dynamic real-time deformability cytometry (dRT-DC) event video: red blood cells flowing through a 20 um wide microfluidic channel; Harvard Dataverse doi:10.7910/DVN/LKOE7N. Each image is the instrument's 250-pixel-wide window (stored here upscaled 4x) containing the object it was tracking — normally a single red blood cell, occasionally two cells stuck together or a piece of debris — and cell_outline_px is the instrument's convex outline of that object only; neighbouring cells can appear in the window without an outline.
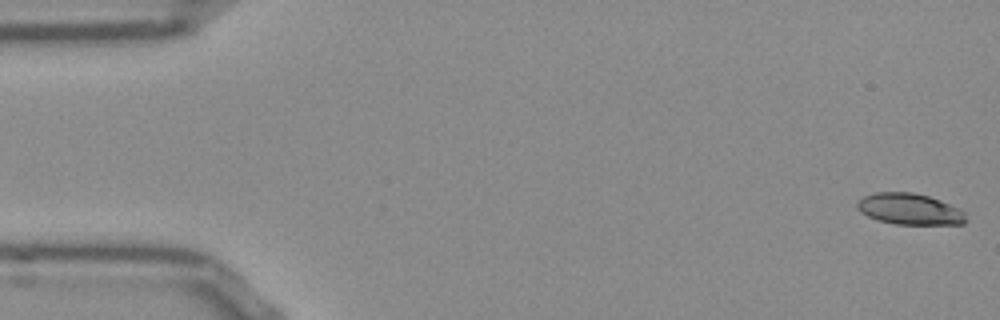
{"species": "Egyptian fruit bat (a non-hibernating species)", "species_latin": "Rousettus aegyptiacus", "temperature_condition": "room temperature", "stored_images_in_passage": 53, "segment_of_instrument_passage": [1, 2], "camera_frame_rate_fps": 3000, "um_per_image_px": 0.085, "frame": {"image": 1, "passage_image": 1, "time_ms": 0.0, "image_size_px": [1000, 320], "cell_outline_px": [[968, 220], [964, 224], [896, 224], [880, 220], [868, 216], [860, 212], [856, 208], [856, 204], [864, 196], [876, 192], [912, 192], [928, 196], [940, 200], [964, 212]], "centroid_in_image_um": [77.31, 17.77], "position_along_channel_um": 7.7, "area_um2": 19.59}}
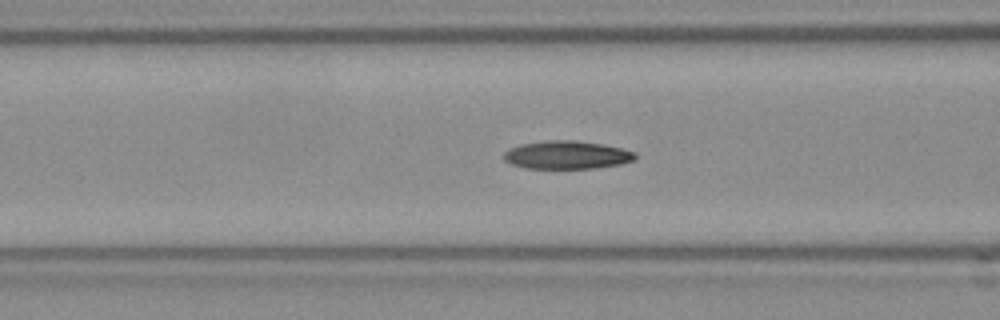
{"frame": {"image": 2, "passage_image": 20, "time_ms": 6.333, "image_size_px": [1000, 320], "cell_outline_px": [[636, 156], [632, 160], [620, 164], [592, 168], [528, 168], [512, 164], [504, 160], [504, 152], [512, 148], [524, 144], [548, 140], [572, 140], [600, 144], [620, 148], [636, 152]], "centroid_in_image_um": [48.18, 13.17], "position_along_channel_um": 118.4, "area_um2": 21.04}}
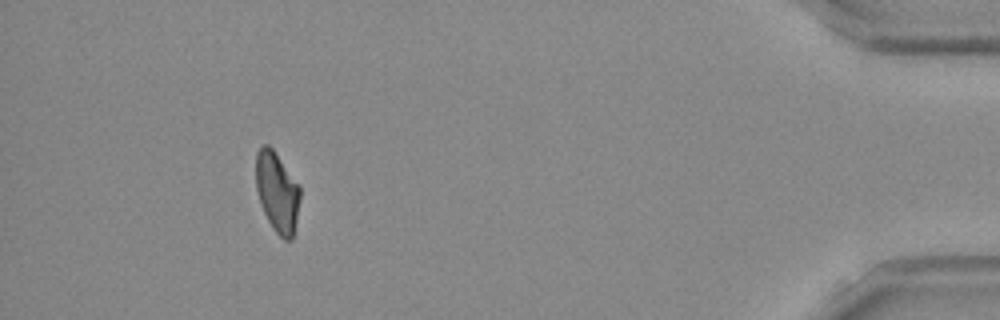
{"frame": {"image": 3, "passage_image": 48, "time_ms": 15.667, "image_size_px": [1000, 320], "cell_outline_px": [[300, 200], [292, 240], [284, 240], [272, 228], [260, 204], [256, 188], [256, 152], [264, 144], [268, 144], [272, 148], [300, 184]], "centroid_in_image_um": [23.56, 16.31], "position_along_channel_um": 411.6, "area_um2": 20.75}}